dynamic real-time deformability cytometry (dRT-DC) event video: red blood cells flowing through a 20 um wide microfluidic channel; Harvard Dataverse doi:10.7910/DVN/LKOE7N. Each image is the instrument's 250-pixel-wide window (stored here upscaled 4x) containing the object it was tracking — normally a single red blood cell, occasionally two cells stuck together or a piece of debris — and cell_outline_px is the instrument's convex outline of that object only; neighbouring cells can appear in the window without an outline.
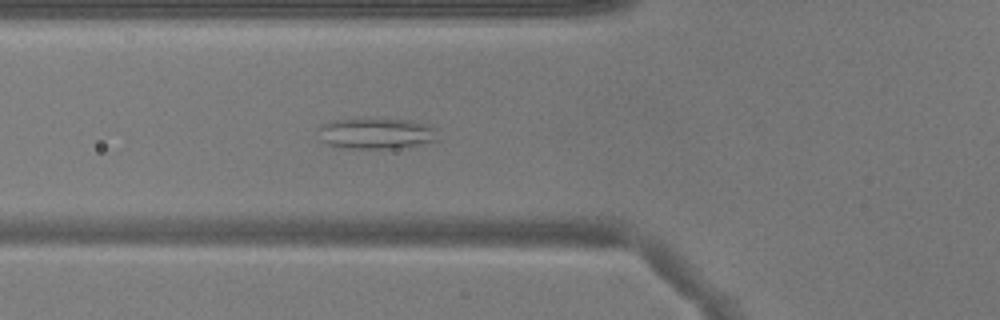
{"species": "common noctule bat (a hibernating species)", "species_latin": "Nyctalus noctula", "temperature_condition": "warm", "stored_images_in_passage": 51, "camera_frame_rate_fps": 3000, "um_per_image_px": 0.085, "animal": {"sex": "male", "body_mass_g": 17.9}, "frame": {"image": 1, "passage_image": 19, "time_ms": 6.0, "image_size_px": [1000, 320], "cell_outline_px": [[440, 140], [420, 144], [396, 148], [340, 148], [328, 144], [320, 140], [320, 128], [324, 124], [332, 120], [412, 120], [432, 124], [440, 128]], "centroid_in_image_um": [32.13, 11.35], "position_along_channel_um": 93.7, "area_um2": 21.62}}
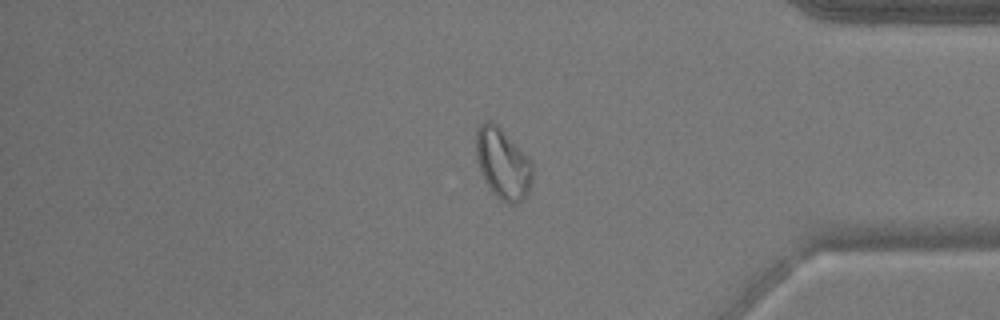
{"frame": {"image": 2, "passage_image": 43, "time_ms": 14.0, "image_size_px": [1000, 320], "cell_outline_px": [[532, 180], [528, 192], [516, 204], [508, 204], [496, 196], [492, 192], [480, 172], [476, 160], [476, 128], [484, 120], [492, 120], [528, 156], [532, 164]], "centroid_in_image_um": [42.71, 13.88], "position_along_channel_um": 392.5, "area_um2": 23.24}}
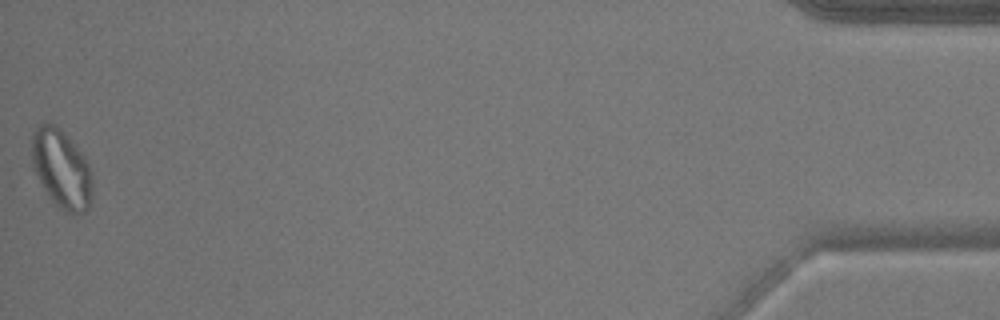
{"frame": {"image": 3, "passage_image": 51, "time_ms": 16.667, "image_size_px": [1000, 320], "cell_outline_px": [[92, 196], [88, 208], [84, 212], [68, 212], [60, 208], [52, 200], [44, 188], [32, 168], [32, 136], [36, 128], [40, 124], [52, 124], [60, 128], [64, 132], [84, 156], [92, 172]], "centroid_in_image_um": [5.23, 14.35], "position_along_channel_um": 430.0, "area_um2": 27.46}}